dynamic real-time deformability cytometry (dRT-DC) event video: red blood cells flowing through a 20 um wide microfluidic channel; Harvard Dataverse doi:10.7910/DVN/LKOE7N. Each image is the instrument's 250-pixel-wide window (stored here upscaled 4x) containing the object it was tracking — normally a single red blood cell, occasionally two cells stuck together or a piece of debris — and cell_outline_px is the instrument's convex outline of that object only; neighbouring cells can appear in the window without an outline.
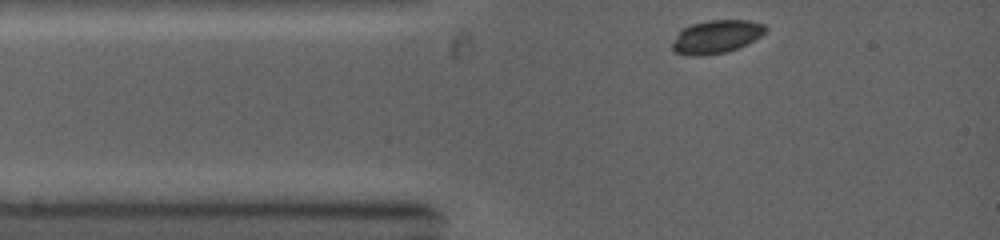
{"species": "common noctule bat (a hibernating species)", "species_latin": "Nyctalus noctula", "temperature_condition": "warm", "stored_images_in_passage": 16, "camera_frame_rate_fps": 5000, "um_per_image_px": 0.085, "animal": {"sex": "female", "body_mass_g": 19.0, "forearm_length_mm": 53.3}, "frame": {"image": 1, "passage_image": 1, "time_ms": 0.0, "image_size_px": [1000, 240], "cell_outline_px": [[768, 28], [760, 36], [736, 48], [724, 52], [700, 56], [688, 56], [676, 52], [672, 48], [672, 44], [676, 36], [684, 28], [692, 24], [708, 20], [748, 20], [764, 24]], "centroid_in_image_um": [60.87, 3.11], "position_along_channel_um": 24.1, "area_um2": 17.69}}
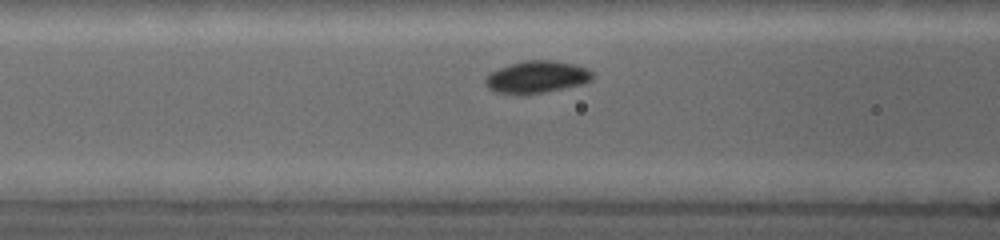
{"frame": {"image": 2, "passage_image": 9, "time_ms": 2.6, "image_size_px": [1000, 240], "cell_outline_px": [[592, 80], [584, 84], [524, 96], [512, 96], [496, 92], [488, 88], [484, 84], [484, 76], [488, 72], [524, 60], [556, 60], [576, 64], [592, 72]], "centroid_in_image_um": [45.56, 6.57], "position_along_channel_um": 121.0, "area_um2": 20.63}}
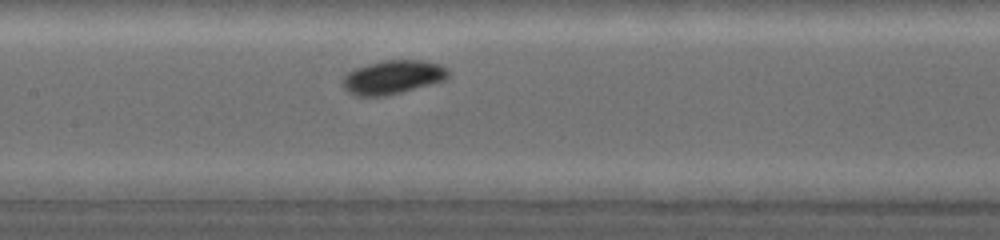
{"frame": {"image": 3, "passage_image": 13, "time_ms": 3.8, "image_size_px": [1000, 240], "cell_outline_px": [[448, 76], [444, 80], [400, 92], [384, 96], [356, 96], [348, 92], [344, 88], [344, 76], [348, 72], [356, 68], [368, 64], [384, 60], [420, 60], [440, 64], [448, 68]], "centroid_in_image_um": [33.38, 6.55], "position_along_channel_um": 174.0, "area_um2": 20.46}}